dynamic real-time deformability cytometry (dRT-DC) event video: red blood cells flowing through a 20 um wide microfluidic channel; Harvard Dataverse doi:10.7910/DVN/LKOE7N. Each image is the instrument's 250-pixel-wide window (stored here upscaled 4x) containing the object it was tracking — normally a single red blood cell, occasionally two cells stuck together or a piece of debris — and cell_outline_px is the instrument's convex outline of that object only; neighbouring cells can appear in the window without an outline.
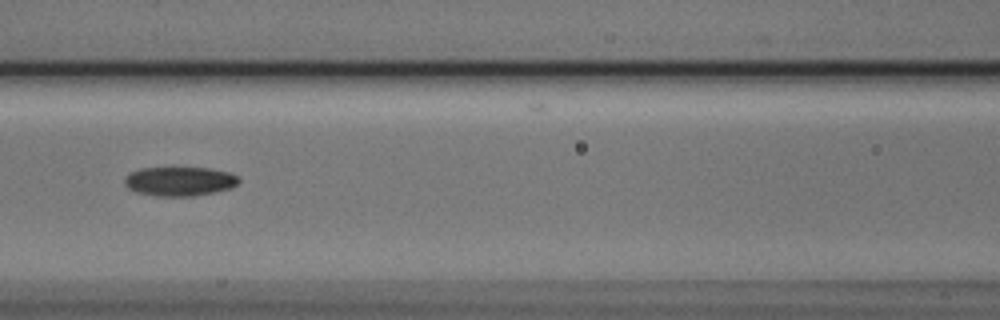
{"species": "Egyptian fruit bat (a non-hibernating species)", "species_latin": "Rousettus aegyptiacus", "temperature_condition": "cold", "stored_images_in_passage": 10, "camera_frame_rate_fps": 3000, "um_per_image_px": 0.085, "animal": {"sex": "male"}, "frame": {"image": 1, "passage_image": 6, "time_ms": 1.667, "image_size_px": [1000, 320], "cell_outline_px": [[240, 180], [236, 184], [228, 188], [212, 192], [192, 196], [156, 196], [136, 192], [128, 188], [124, 184], [124, 176], [128, 172], [140, 168], [208, 168], [228, 172], [236, 176]], "centroid_in_image_um": [15.17, 15.4], "position_along_channel_um": 151.4, "area_um2": 19.31}}
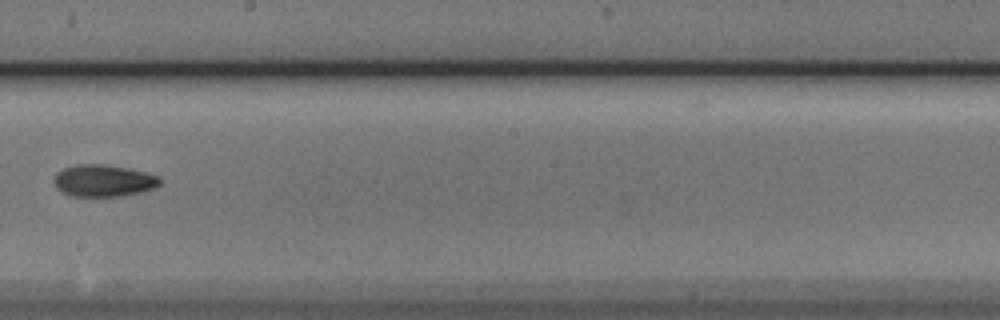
{"frame": {"image": 2, "passage_image": 8, "time_ms": 2.333, "image_size_px": [1000, 320], "cell_outline_px": [[160, 184], [156, 188], [124, 196], [72, 196], [60, 192], [56, 188], [52, 180], [56, 172], [64, 168], [76, 164], [104, 164], [128, 168], [160, 176]], "centroid_in_image_um": [8.77, 15.36], "position_along_channel_um": 239.4, "area_um2": 20.0}}
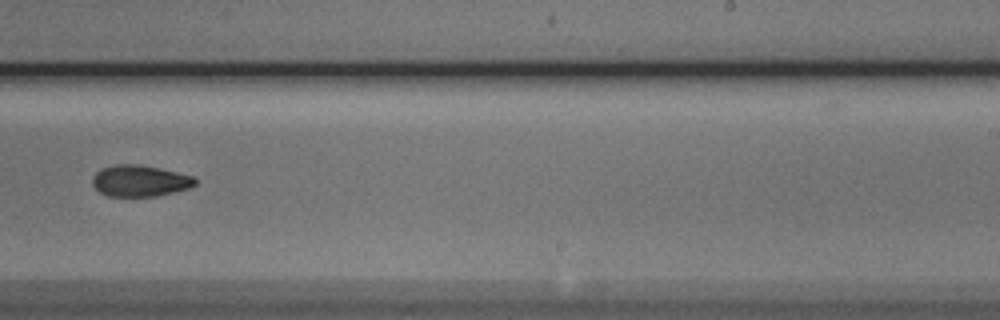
{"frame": {"image": 3, "passage_image": 9, "time_ms": 2.667, "image_size_px": [1000, 320], "cell_outline_px": [[196, 184], [188, 188], [156, 196], [108, 196], [100, 192], [92, 184], [92, 176], [100, 168], [116, 164], [140, 164], [160, 168], [192, 176], [196, 180]], "centroid_in_image_um": [11.84, 15.36], "position_along_channel_um": 277.2, "area_um2": 18.73}}